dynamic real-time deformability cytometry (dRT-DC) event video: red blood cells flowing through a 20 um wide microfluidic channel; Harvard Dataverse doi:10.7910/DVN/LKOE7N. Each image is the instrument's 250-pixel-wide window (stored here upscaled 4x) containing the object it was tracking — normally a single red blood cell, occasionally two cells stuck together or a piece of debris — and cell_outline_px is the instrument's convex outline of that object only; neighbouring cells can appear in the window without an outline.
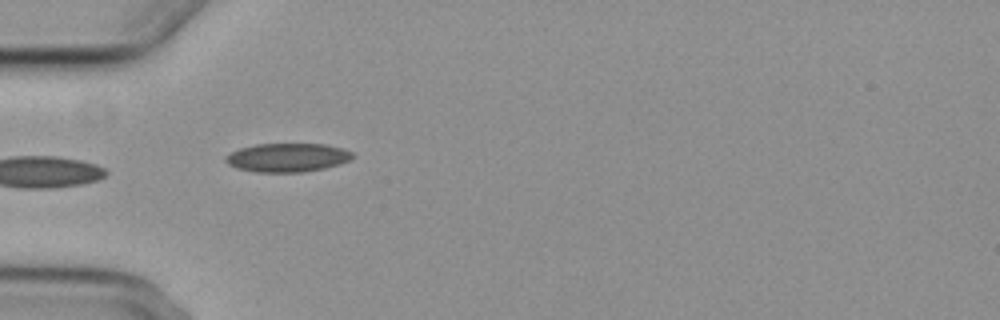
{"species": "common noctule bat (a hibernating species)", "species_latin": "Nyctalus noctula", "temperature_condition": "cold", "stored_images_in_passage": 6, "camera_frame_rate_fps": 3000, "um_per_image_px": 0.085, "animal": {"sex": "female", "body_mass_g": 29.2, "forearm_length_mm": 56.3}, "frame": {"image": 1, "passage_image": 2, "time_ms": 1.333, "image_size_px": [1000, 320], "cell_outline_px": [[356, 156], [352, 160], [340, 164], [324, 168], [304, 172], [256, 172], [240, 168], [228, 164], [224, 160], [224, 156], [240, 148], [256, 144], [324, 144], [344, 148], [352, 152]], "centroid_in_image_um": [24.48, 13.39], "position_along_channel_um": 60.5, "area_um2": 21.33}}
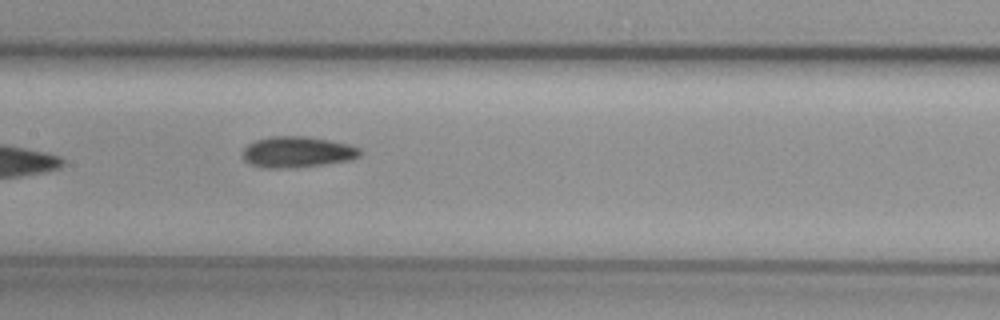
{"frame": {"image": 2, "passage_image": 5, "time_ms": 4.667, "image_size_px": [1000, 320], "cell_outline_px": [[360, 156], [352, 160], [324, 164], [288, 168], [268, 168], [252, 164], [244, 160], [244, 148], [248, 144], [256, 140], [272, 136], [304, 136], [352, 144], [360, 148]], "centroid_in_image_um": [25.31, 12.91], "position_along_channel_um": 182.1, "area_um2": 21.1}}